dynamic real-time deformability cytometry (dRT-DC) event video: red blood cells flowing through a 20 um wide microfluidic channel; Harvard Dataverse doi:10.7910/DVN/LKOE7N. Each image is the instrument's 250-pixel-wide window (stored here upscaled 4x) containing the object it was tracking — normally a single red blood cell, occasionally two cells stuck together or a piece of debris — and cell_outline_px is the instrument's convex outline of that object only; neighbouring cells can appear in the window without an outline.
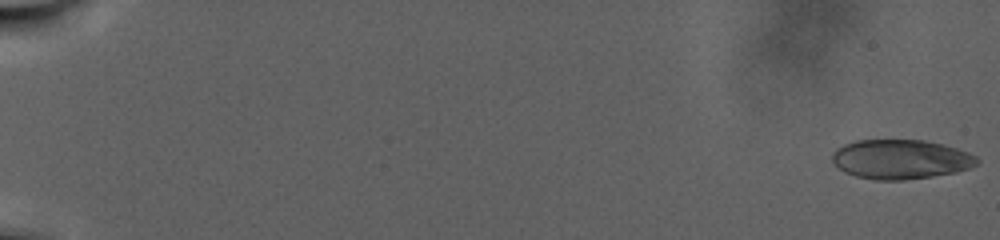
{"species": "human", "species_latin": "Homo sapiens", "temperature_condition": "warm", "stored_images_in_passage": 97, "camera_frame_rate_fps": 3000, "um_per_image_px": 0.085, "donor": {"sex": "male"}, "frame": {"image": 1, "passage_image": 1, "time_ms": 0.0, "image_size_px": [1000, 240], "cell_outline_px": [[980, 160], [976, 164], [968, 168], [956, 172], [932, 176], [904, 180], [876, 180], [856, 176], [844, 172], [832, 160], [832, 152], [836, 148], [844, 144], [856, 140], [924, 140], [956, 148], [968, 152], [976, 156]], "centroid_in_image_um": [76.54, 13.54], "position_along_channel_um": 8.5, "area_um2": 33.18}}
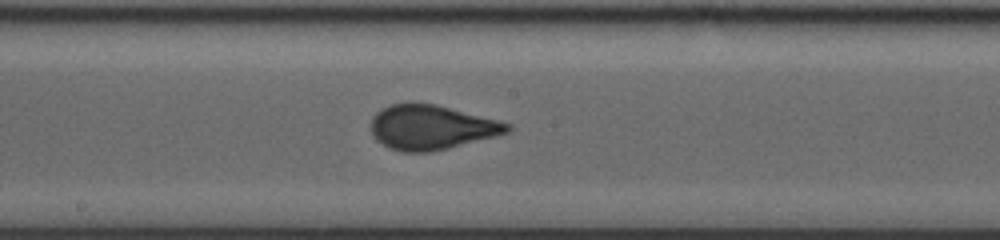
{"frame": {"image": 2, "passage_image": 57, "time_ms": 18.667, "image_size_px": [1000, 240], "cell_outline_px": [[512, 128], [508, 132], [496, 136], [432, 152], [400, 152], [376, 140], [372, 136], [368, 124], [372, 116], [380, 108], [392, 104], [436, 104], [512, 124]], "centroid_in_image_um": [36.62, 10.83], "position_along_channel_um": 211.6, "area_um2": 35.37}}
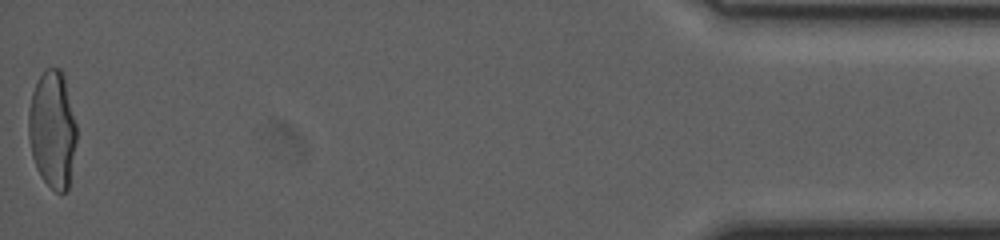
{"frame": {"image": 3, "passage_image": 97, "time_ms": 32.0, "image_size_px": [1000, 240], "cell_outline_px": [[76, 140], [68, 188], [64, 192], [56, 192], [40, 176], [36, 168], [32, 156], [28, 136], [28, 108], [32, 92], [44, 68], [60, 68], [64, 72], [76, 124]], "centroid_in_image_um": [4.44, 10.96], "position_along_channel_um": 430.8, "area_um2": 33.0}}